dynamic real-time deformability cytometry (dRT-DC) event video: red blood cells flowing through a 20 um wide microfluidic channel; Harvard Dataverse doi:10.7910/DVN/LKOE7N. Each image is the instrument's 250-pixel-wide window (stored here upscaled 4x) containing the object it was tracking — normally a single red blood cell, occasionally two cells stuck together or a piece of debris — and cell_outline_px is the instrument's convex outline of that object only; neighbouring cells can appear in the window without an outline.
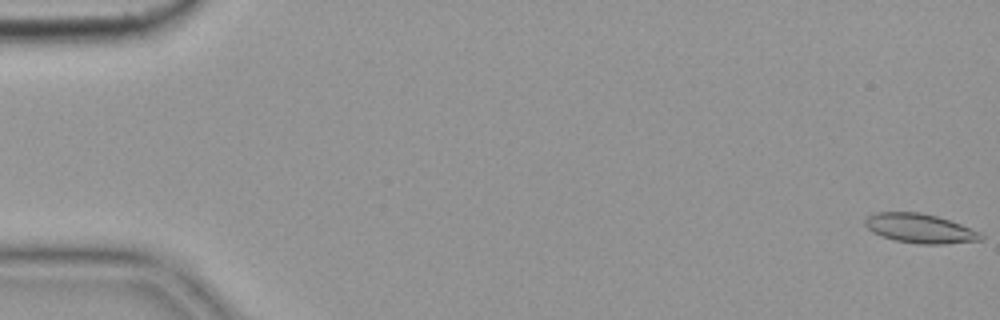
{"species": "common noctule bat (a hibernating species)", "species_latin": "Nyctalus noctula", "temperature_condition": "cold", "stored_images_in_passage": 56, "camera_frame_rate_fps": 3000, "um_per_image_px": 0.085, "animal": {"sex": "female", "body_mass_g": 19.9}, "frame": {"image": 1, "passage_image": 1, "time_ms": 0.0, "image_size_px": [1000, 320], "cell_outline_px": [[984, 240], [944, 244], [916, 244], [896, 240], [880, 236], [872, 232], [864, 224], [864, 220], [868, 216], [876, 212], [920, 212], [936, 216], [960, 224], [980, 232], [984, 236]], "centroid_in_image_um": [78.19, 19.42], "position_along_channel_um": 6.8, "area_um2": 19.83}}
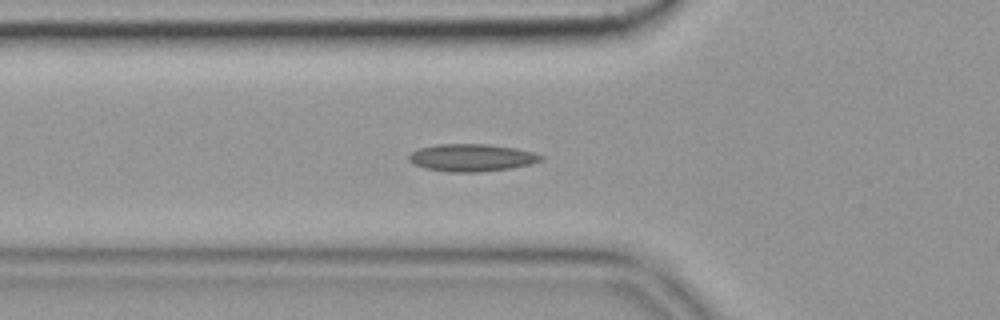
{"frame": {"image": 2, "passage_image": 20, "time_ms": 6.333, "image_size_px": [1000, 320], "cell_outline_px": [[544, 160], [532, 164], [512, 168], [476, 172], [452, 172], [424, 168], [408, 160], [408, 156], [412, 152], [420, 148], [436, 144], [488, 144], [516, 148], [532, 152], [544, 156]], "centroid_in_image_um": [40.13, 13.4], "position_along_channel_um": 85.7, "area_um2": 21.1}}
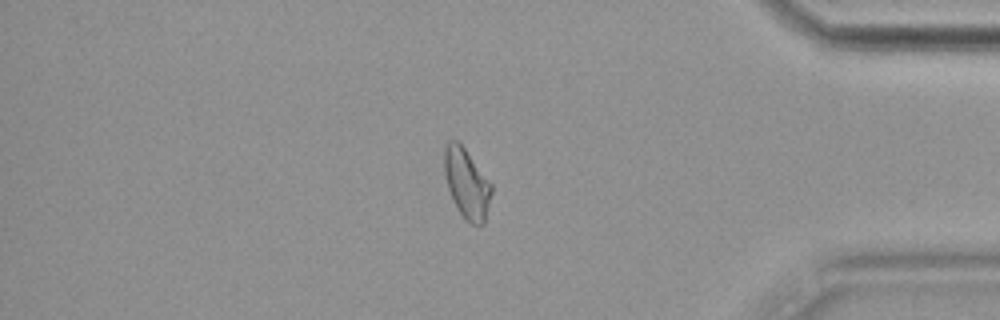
{"frame": {"image": 3, "passage_image": 48, "time_ms": 15.667, "image_size_px": [1000, 320], "cell_outline_px": [[492, 192], [484, 224], [472, 224], [464, 220], [456, 208], [448, 188], [444, 172], [444, 148], [448, 140], [456, 140], [464, 148], [492, 184]], "centroid_in_image_um": [39.66, 15.62], "position_along_channel_um": 395.5, "area_um2": 19.13}, "authors_computed_cell_mechanics": {"area_um2": 19.5653, "velocity_mm_per_s": 3.6114, "shape_relaxation_time_tau1_ms": null, "shape_relaxation_time_tau2_ms": 3.1511, "deformation_change_tau1": null, "deformation_change_tau2": 0.1002}}